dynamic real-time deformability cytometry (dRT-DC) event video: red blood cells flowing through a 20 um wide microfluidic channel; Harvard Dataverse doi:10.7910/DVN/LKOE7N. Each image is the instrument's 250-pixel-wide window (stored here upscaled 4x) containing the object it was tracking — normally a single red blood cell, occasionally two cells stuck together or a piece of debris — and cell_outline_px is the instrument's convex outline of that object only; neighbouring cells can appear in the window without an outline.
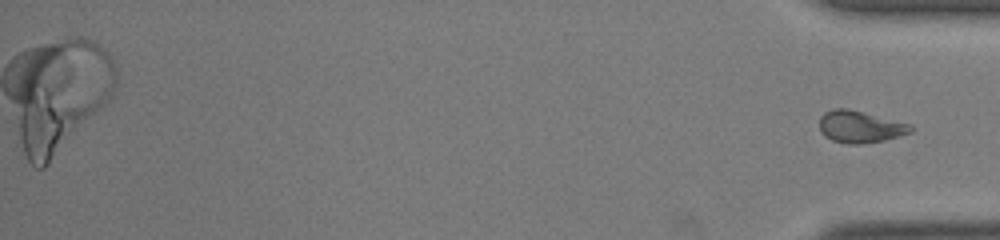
{"species": "common noctule bat (a hibernating species)", "species_latin": "Nyctalus noctula", "temperature_condition": "room temperature", "stored_images_in_passage": 49, "camera_frame_rate_fps": 3000, "um_per_image_px": 0.085, "animal": {"sex": "male", "body_mass_g": 19.0, "forearm_length_mm": 50.8}, "frame": {"image": 1, "passage_image": 49, "time_ms": 16.0, "image_size_px": [1000, 240], "cell_outline_px": [[916, 128], [912, 132], [900, 136], [884, 140], [860, 144], [848, 144], [832, 140], [824, 136], [820, 132], [820, 116], [824, 112], [832, 108], [848, 108], [912, 124]], "centroid_in_image_um": [73.13, 10.77], "position_along_channel_um": 362.1, "area_um2": 17.28}}